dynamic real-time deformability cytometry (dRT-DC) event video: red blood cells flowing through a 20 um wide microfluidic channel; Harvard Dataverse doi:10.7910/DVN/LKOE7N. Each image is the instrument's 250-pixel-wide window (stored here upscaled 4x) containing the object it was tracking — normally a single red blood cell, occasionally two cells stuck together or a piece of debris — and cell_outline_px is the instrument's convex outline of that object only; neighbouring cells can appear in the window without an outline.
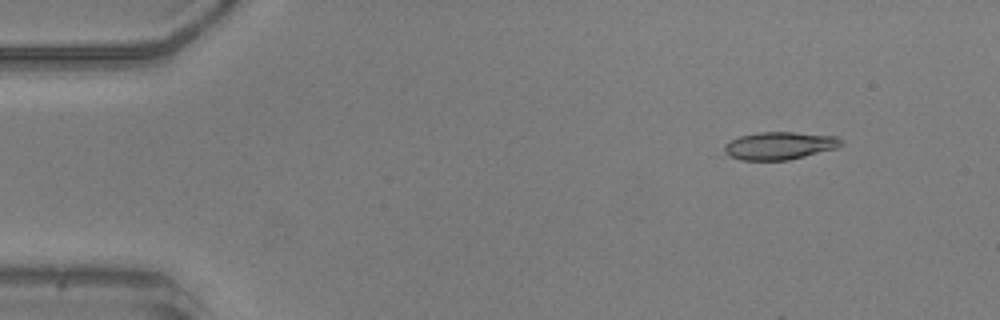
{"species": "common noctule bat (a hibernating species)", "species_latin": "Nyctalus noctula", "temperature_condition": "warm", "stored_images_in_passage": 14, "camera_frame_rate_fps": 3000, "um_per_image_px": 0.085, "animal": {"sex": "male", "body_mass_g": 20.5, "forearm_length_mm": 52.5}, "frame": {"image": 1, "passage_image": 6, "time_ms": 1.667, "image_size_px": [1000, 320], "cell_outline_px": [[844, 144], [836, 148], [788, 160], [740, 160], [728, 156], [724, 152], [724, 144], [740, 136], [760, 132], [792, 132], [836, 136], [844, 140]], "centroid_in_image_um": [66.26, 12.38], "position_along_channel_um": 18.7, "area_um2": 18.84}}